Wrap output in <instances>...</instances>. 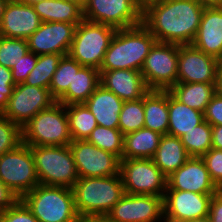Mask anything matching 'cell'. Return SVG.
Wrapping results in <instances>:
<instances>
[{"mask_svg":"<svg viewBox=\"0 0 222 222\" xmlns=\"http://www.w3.org/2000/svg\"><path fill=\"white\" fill-rule=\"evenodd\" d=\"M203 11L197 0H160L142 8V24L156 42L191 45Z\"/></svg>","mask_w":222,"mask_h":222,"instance_id":"1","label":"cell"},{"mask_svg":"<svg viewBox=\"0 0 222 222\" xmlns=\"http://www.w3.org/2000/svg\"><path fill=\"white\" fill-rule=\"evenodd\" d=\"M155 42V37L142 23L129 28L117 29L99 70L141 71L145 58Z\"/></svg>","mask_w":222,"mask_h":222,"instance_id":"2","label":"cell"},{"mask_svg":"<svg viewBox=\"0 0 222 222\" xmlns=\"http://www.w3.org/2000/svg\"><path fill=\"white\" fill-rule=\"evenodd\" d=\"M79 217L107 215L125 194L120 174L107 177H79L72 187Z\"/></svg>","mask_w":222,"mask_h":222,"instance_id":"3","label":"cell"},{"mask_svg":"<svg viewBox=\"0 0 222 222\" xmlns=\"http://www.w3.org/2000/svg\"><path fill=\"white\" fill-rule=\"evenodd\" d=\"M39 222H79L71 188L39 184L20 199Z\"/></svg>","mask_w":222,"mask_h":222,"instance_id":"4","label":"cell"},{"mask_svg":"<svg viewBox=\"0 0 222 222\" xmlns=\"http://www.w3.org/2000/svg\"><path fill=\"white\" fill-rule=\"evenodd\" d=\"M21 132L22 142L29 146H68L72 142L66 106L59 102L32 117Z\"/></svg>","mask_w":222,"mask_h":222,"instance_id":"5","label":"cell"},{"mask_svg":"<svg viewBox=\"0 0 222 222\" xmlns=\"http://www.w3.org/2000/svg\"><path fill=\"white\" fill-rule=\"evenodd\" d=\"M39 184L71 188L79 175L68 146H30Z\"/></svg>","mask_w":222,"mask_h":222,"instance_id":"6","label":"cell"},{"mask_svg":"<svg viewBox=\"0 0 222 222\" xmlns=\"http://www.w3.org/2000/svg\"><path fill=\"white\" fill-rule=\"evenodd\" d=\"M116 28L83 19L75 29L69 55L82 66L100 69Z\"/></svg>","mask_w":222,"mask_h":222,"instance_id":"7","label":"cell"},{"mask_svg":"<svg viewBox=\"0 0 222 222\" xmlns=\"http://www.w3.org/2000/svg\"><path fill=\"white\" fill-rule=\"evenodd\" d=\"M0 180L19 199L39 185L29 145L22 142L0 156Z\"/></svg>","mask_w":222,"mask_h":222,"instance_id":"8","label":"cell"},{"mask_svg":"<svg viewBox=\"0 0 222 222\" xmlns=\"http://www.w3.org/2000/svg\"><path fill=\"white\" fill-rule=\"evenodd\" d=\"M178 44L155 42L141 73L149 90H170L177 83Z\"/></svg>","mask_w":222,"mask_h":222,"instance_id":"9","label":"cell"},{"mask_svg":"<svg viewBox=\"0 0 222 222\" xmlns=\"http://www.w3.org/2000/svg\"><path fill=\"white\" fill-rule=\"evenodd\" d=\"M120 175L125 193L155 196L165 194L167 177L152 159H121Z\"/></svg>","mask_w":222,"mask_h":222,"instance_id":"10","label":"cell"},{"mask_svg":"<svg viewBox=\"0 0 222 222\" xmlns=\"http://www.w3.org/2000/svg\"><path fill=\"white\" fill-rule=\"evenodd\" d=\"M82 9L85 20L116 29L142 23V8L136 0H86Z\"/></svg>","mask_w":222,"mask_h":222,"instance_id":"11","label":"cell"},{"mask_svg":"<svg viewBox=\"0 0 222 222\" xmlns=\"http://www.w3.org/2000/svg\"><path fill=\"white\" fill-rule=\"evenodd\" d=\"M56 102L49 89L20 83L14 87L2 114L22 128L41 110L50 108Z\"/></svg>","mask_w":222,"mask_h":222,"instance_id":"12","label":"cell"},{"mask_svg":"<svg viewBox=\"0 0 222 222\" xmlns=\"http://www.w3.org/2000/svg\"><path fill=\"white\" fill-rule=\"evenodd\" d=\"M79 177H107L120 174V159L87 140L69 144Z\"/></svg>","mask_w":222,"mask_h":222,"instance_id":"13","label":"cell"},{"mask_svg":"<svg viewBox=\"0 0 222 222\" xmlns=\"http://www.w3.org/2000/svg\"><path fill=\"white\" fill-rule=\"evenodd\" d=\"M163 197L125 193L107 216L115 222L164 221Z\"/></svg>","mask_w":222,"mask_h":222,"instance_id":"14","label":"cell"},{"mask_svg":"<svg viewBox=\"0 0 222 222\" xmlns=\"http://www.w3.org/2000/svg\"><path fill=\"white\" fill-rule=\"evenodd\" d=\"M219 60L192 45H179L177 83L216 84Z\"/></svg>","mask_w":222,"mask_h":222,"instance_id":"15","label":"cell"},{"mask_svg":"<svg viewBox=\"0 0 222 222\" xmlns=\"http://www.w3.org/2000/svg\"><path fill=\"white\" fill-rule=\"evenodd\" d=\"M213 195L215 194L165 190L163 222H181L209 216V206Z\"/></svg>","mask_w":222,"mask_h":222,"instance_id":"16","label":"cell"},{"mask_svg":"<svg viewBox=\"0 0 222 222\" xmlns=\"http://www.w3.org/2000/svg\"><path fill=\"white\" fill-rule=\"evenodd\" d=\"M76 25L66 22H42L27 39L29 51L36 55H67L74 38Z\"/></svg>","mask_w":222,"mask_h":222,"instance_id":"17","label":"cell"},{"mask_svg":"<svg viewBox=\"0 0 222 222\" xmlns=\"http://www.w3.org/2000/svg\"><path fill=\"white\" fill-rule=\"evenodd\" d=\"M166 190L216 194L220 189L212 181L201 157H190L178 170L167 177Z\"/></svg>","mask_w":222,"mask_h":222,"instance_id":"18","label":"cell"},{"mask_svg":"<svg viewBox=\"0 0 222 222\" xmlns=\"http://www.w3.org/2000/svg\"><path fill=\"white\" fill-rule=\"evenodd\" d=\"M42 21L32 5L9 0L0 24V35L8 38L28 39Z\"/></svg>","mask_w":222,"mask_h":222,"instance_id":"19","label":"cell"},{"mask_svg":"<svg viewBox=\"0 0 222 222\" xmlns=\"http://www.w3.org/2000/svg\"><path fill=\"white\" fill-rule=\"evenodd\" d=\"M99 71L100 85L123 101L138 100L149 91L140 71L130 69Z\"/></svg>","mask_w":222,"mask_h":222,"instance_id":"20","label":"cell"},{"mask_svg":"<svg viewBox=\"0 0 222 222\" xmlns=\"http://www.w3.org/2000/svg\"><path fill=\"white\" fill-rule=\"evenodd\" d=\"M193 47L219 60L222 55V8H204Z\"/></svg>","mask_w":222,"mask_h":222,"instance_id":"21","label":"cell"},{"mask_svg":"<svg viewBox=\"0 0 222 222\" xmlns=\"http://www.w3.org/2000/svg\"><path fill=\"white\" fill-rule=\"evenodd\" d=\"M84 104L95 116L98 125L118 128L119 113L124 101L116 94L99 85Z\"/></svg>","mask_w":222,"mask_h":222,"instance_id":"22","label":"cell"},{"mask_svg":"<svg viewBox=\"0 0 222 222\" xmlns=\"http://www.w3.org/2000/svg\"><path fill=\"white\" fill-rule=\"evenodd\" d=\"M189 158L180 138L165 134L162 135L152 160L163 174L169 177Z\"/></svg>","mask_w":222,"mask_h":222,"instance_id":"23","label":"cell"},{"mask_svg":"<svg viewBox=\"0 0 222 222\" xmlns=\"http://www.w3.org/2000/svg\"><path fill=\"white\" fill-rule=\"evenodd\" d=\"M144 128L168 134V90H149L144 95Z\"/></svg>","mask_w":222,"mask_h":222,"instance_id":"24","label":"cell"},{"mask_svg":"<svg viewBox=\"0 0 222 222\" xmlns=\"http://www.w3.org/2000/svg\"><path fill=\"white\" fill-rule=\"evenodd\" d=\"M42 22H66L76 26L84 19L83 9L67 0H44L32 5Z\"/></svg>","mask_w":222,"mask_h":222,"instance_id":"25","label":"cell"},{"mask_svg":"<svg viewBox=\"0 0 222 222\" xmlns=\"http://www.w3.org/2000/svg\"><path fill=\"white\" fill-rule=\"evenodd\" d=\"M100 85V71L82 66L69 84L67 92L57 101L63 105L84 103Z\"/></svg>","mask_w":222,"mask_h":222,"instance_id":"26","label":"cell"},{"mask_svg":"<svg viewBox=\"0 0 222 222\" xmlns=\"http://www.w3.org/2000/svg\"><path fill=\"white\" fill-rule=\"evenodd\" d=\"M168 135L180 137L204 121V113L177 100L168 90Z\"/></svg>","mask_w":222,"mask_h":222,"instance_id":"27","label":"cell"},{"mask_svg":"<svg viewBox=\"0 0 222 222\" xmlns=\"http://www.w3.org/2000/svg\"><path fill=\"white\" fill-rule=\"evenodd\" d=\"M161 137L160 133L147 128L124 135L122 159H152Z\"/></svg>","mask_w":222,"mask_h":222,"instance_id":"28","label":"cell"},{"mask_svg":"<svg viewBox=\"0 0 222 222\" xmlns=\"http://www.w3.org/2000/svg\"><path fill=\"white\" fill-rule=\"evenodd\" d=\"M169 92L181 103L203 113L216 93L215 84L201 82L176 83Z\"/></svg>","mask_w":222,"mask_h":222,"instance_id":"29","label":"cell"},{"mask_svg":"<svg viewBox=\"0 0 222 222\" xmlns=\"http://www.w3.org/2000/svg\"><path fill=\"white\" fill-rule=\"evenodd\" d=\"M66 113L72 141L87 140L98 126L95 116L84 103L66 105Z\"/></svg>","mask_w":222,"mask_h":222,"instance_id":"30","label":"cell"},{"mask_svg":"<svg viewBox=\"0 0 222 222\" xmlns=\"http://www.w3.org/2000/svg\"><path fill=\"white\" fill-rule=\"evenodd\" d=\"M211 136L212 126L204 120L179 138L190 157H202L212 148Z\"/></svg>","mask_w":222,"mask_h":222,"instance_id":"31","label":"cell"},{"mask_svg":"<svg viewBox=\"0 0 222 222\" xmlns=\"http://www.w3.org/2000/svg\"><path fill=\"white\" fill-rule=\"evenodd\" d=\"M81 67L82 65L69 54L62 56L49 86L50 93L56 101L67 92L69 84H72L74 74H76Z\"/></svg>","mask_w":222,"mask_h":222,"instance_id":"32","label":"cell"},{"mask_svg":"<svg viewBox=\"0 0 222 222\" xmlns=\"http://www.w3.org/2000/svg\"><path fill=\"white\" fill-rule=\"evenodd\" d=\"M62 56L61 54L52 53L37 55V63L24 81V84L49 89L53 74Z\"/></svg>","mask_w":222,"mask_h":222,"instance_id":"33","label":"cell"},{"mask_svg":"<svg viewBox=\"0 0 222 222\" xmlns=\"http://www.w3.org/2000/svg\"><path fill=\"white\" fill-rule=\"evenodd\" d=\"M87 141L104 151L116 155L120 160L122 159L124 135L119 128H107L98 125L91 132Z\"/></svg>","mask_w":222,"mask_h":222,"instance_id":"34","label":"cell"},{"mask_svg":"<svg viewBox=\"0 0 222 222\" xmlns=\"http://www.w3.org/2000/svg\"><path fill=\"white\" fill-rule=\"evenodd\" d=\"M144 97L138 100L124 101L119 113L118 128L123 135L144 128Z\"/></svg>","mask_w":222,"mask_h":222,"instance_id":"35","label":"cell"},{"mask_svg":"<svg viewBox=\"0 0 222 222\" xmlns=\"http://www.w3.org/2000/svg\"><path fill=\"white\" fill-rule=\"evenodd\" d=\"M28 52L27 39L0 35V64L4 67L11 69Z\"/></svg>","mask_w":222,"mask_h":222,"instance_id":"36","label":"cell"},{"mask_svg":"<svg viewBox=\"0 0 222 222\" xmlns=\"http://www.w3.org/2000/svg\"><path fill=\"white\" fill-rule=\"evenodd\" d=\"M21 143V128L0 113V156Z\"/></svg>","mask_w":222,"mask_h":222,"instance_id":"37","label":"cell"},{"mask_svg":"<svg viewBox=\"0 0 222 222\" xmlns=\"http://www.w3.org/2000/svg\"><path fill=\"white\" fill-rule=\"evenodd\" d=\"M201 158L206 164L212 181L222 190V150L211 148Z\"/></svg>","mask_w":222,"mask_h":222,"instance_id":"38","label":"cell"},{"mask_svg":"<svg viewBox=\"0 0 222 222\" xmlns=\"http://www.w3.org/2000/svg\"><path fill=\"white\" fill-rule=\"evenodd\" d=\"M0 222H39L19 199L12 207L0 212Z\"/></svg>","mask_w":222,"mask_h":222,"instance_id":"39","label":"cell"},{"mask_svg":"<svg viewBox=\"0 0 222 222\" xmlns=\"http://www.w3.org/2000/svg\"><path fill=\"white\" fill-rule=\"evenodd\" d=\"M36 63L37 55L32 51L26 53L21 60L11 68L14 83H24Z\"/></svg>","mask_w":222,"mask_h":222,"instance_id":"40","label":"cell"},{"mask_svg":"<svg viewBox=\"0 0 222 222\" xmlns=\"http://www.w3.org/2000/svg\"><path fill=\"white\" fill-rule=\"evenodd\" d=\"M15 86L11 69L0 64V113L7 107Z\"/></svg>","mask_w":222,"mask_h":222,"instance_id":"41","label":"cell"},{"mask_svg":"<svg viewBox=\"0 0 222 222\" xmlns=\"http://www.w3.org/2000/svg\"><path fill=\"white\" fill-rule=\"evenodd\" d=\"M204 120L211 126L222 125V97L215 93L204 112Z\"/></svg>","mask_w":222,"mask_h":222,"instance_id":"42","label":"cell"},{"mask_svg":"<svg viewBox=\"0 0 222 222\" xmlns=\"http://www.w3.org/2000/svg\"><path fill=\"white\" fill-rule=\"evenodd\" d=\"M19 198L0 180V212L12 207Z\"/></svg>","mask_w":222,"mask_h":222,"instance_id":"43","label":"cell"},{"mask_svg":"<svg viewBox=\"0 0 222 222\" xmlns=\"http://www.w3.org/2000/svg\"><path fill=\"white\" fill-rule=\"evenodd\" d=\"M209 217L212 222H222V190L211 198Z\"/></svg>","mask_w":222,"mask_h":222,"instance_id":"44","label":"cell"},{"mask_svg":"<svg viewBox=\"0 0 222 222\" xmlns=\"http://www.w3.org/2000/svg\"><path fill=\"white\" fill-rule=\"evenodd\" d=\"M212 148L222 150V125L212 126Z\"/></svg>","mask_w":222,"mask_h":222,"instance_id":"45","label":"cell"},{"mask_svg":"<svg viewBox=\"0 0 222 222\" xmlns=\"http://www.w3.org/2000/svg\"><path fill=\"white\" fill-rule=\"evenodd\" d=\"M79 222H115L107 215H88L80 218Z\"/></svg>","mask_w":222,"mask_h":222,"instance_id":"46","label":"cell"},{"mask_svg":"<svg viewBox=\"0 0 222 222\" xmlns=\"http://www.w3.org/2000/svg\"><path fill=\"white\" fill-rule=\"evenodd\" d=\"M215 91L219 96L222 97V63L219 64V67L217 70Z\"/></svg>","mask_w":222,"mask_h":222,"instance_id":"47","label":"cell"},{"mask_svg":"<svg viewBox=\"0 0 222 222\" xmlns=\"http://www.w3.org/2000/svg\"><path fill=\"white\" fill-rule=\"evenodd\" d=\"M204 8H222V0H197Z\"/></svg>","mask_w":222,"mask_h":222,"instance_id":"48","label":"cell"},{"mask_svg":"<svg viewBox=\"0 0 222 222\" xmlns=\"http://www.w3.org/2000/svg\"><path fill=\"white\" fill-rule=\"evenodd\" d=\"M8 1L9 0H0V24H1L3 13H4V10Z\"/></svg>","mask_w":222,"mask_h":222,"instance_id":"49","label":"cell"},{"mask_svg":"<svg viewBox=\"0 0 222 222\" xmlns=\"http://www.w3.org/2000/svg\"><path fill=\"white\" fill-rule=\"evenodd\" d=\"M181 222H212L209 216L201 217V218H196L192 220H187V221H181Z\"/></svg>","mask_w":222,"mask_h":222,"instance_id":"50","label":"cell"},{"mask_svg":"<svg viewBox=\"0 0 222 222\" xmlns=\"http://www.w3.org/2000/svg\"><path fill=\"white\" fill-rule=\"evenodd\" d=\"M136 1L141 8H144L147 4H150V3L156 2V1H160V0H136Z\"/></svg>","mask_w":222,"mask_h":222,"instance_id":"51","label":"cell"},{"mask_svg":"<svg viewBox=\"0 0 222 222\" xmlns=\"http://www.w3.org/2000/svg\"><path fill=\"white\" fill-rule=\"evenodd\" d=\"M15 1L22 3V4L34 5L35 3L40 2V1H44V0H15Z\"/></svg>","mask_w":222,"mask_h":222,"instance_id":"52","label":"cell"},{"mask_svg":"<svg viewBox=\"0 0 222 222\" xmlns=\"http://www.w3.org/2000/svg\"><path fill=\"white\" fill-rule=\"evenodd\" d=\"M67 1L75 2L78 5H80L82 8L84 7V4L86 2V0H67Z\"/></svg>","mask_w":222,"mask_h":222,"instance_id":"53","label":"cell"}]
</instances>
